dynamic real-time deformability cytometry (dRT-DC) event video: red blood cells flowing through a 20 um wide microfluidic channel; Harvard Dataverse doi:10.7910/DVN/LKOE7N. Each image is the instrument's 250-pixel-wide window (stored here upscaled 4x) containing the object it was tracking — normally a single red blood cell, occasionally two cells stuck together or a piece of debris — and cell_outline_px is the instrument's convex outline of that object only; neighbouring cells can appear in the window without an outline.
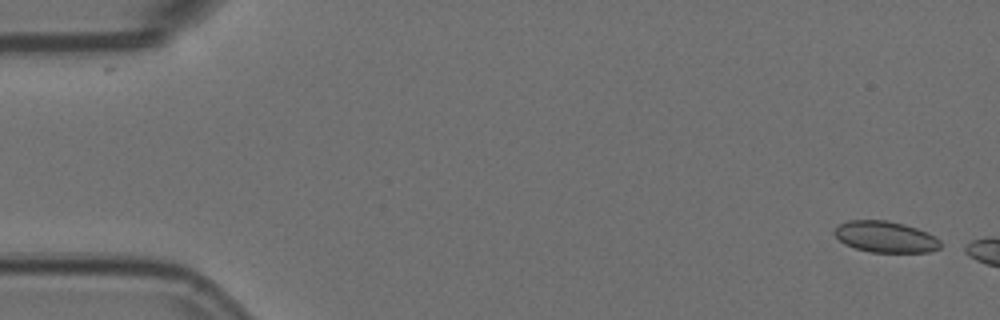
{"species": "Egyptian fruit bat (a non-hibernating species)", "species_latin": "Rousettus aegyptiacus", "temperature_condition": "room temperature", "stored_images_in_passage": 2, "segment_of_instrument_passage": [2, 2], "camera_frame_rate_fps": 3000, "um_per_image_px": 0.085, "animal": {"sex": "female"}, "frame": {"image": 1, "passage_image": 2, "time_ms": 0.333, "image_size_px": [1000, 320], "cell_outline_px": [[940, 248], [932, 252], [868, 252], [844, 244], [832, 232], [840, 224], [848, 220], [888, 220], [904, 224], [916, 228], [936, 236], [940, 240]], "centroid_in_image_um": [75.27, 20.13], "position_along_channel_um": 9.7, "area_um2": 19.36}}